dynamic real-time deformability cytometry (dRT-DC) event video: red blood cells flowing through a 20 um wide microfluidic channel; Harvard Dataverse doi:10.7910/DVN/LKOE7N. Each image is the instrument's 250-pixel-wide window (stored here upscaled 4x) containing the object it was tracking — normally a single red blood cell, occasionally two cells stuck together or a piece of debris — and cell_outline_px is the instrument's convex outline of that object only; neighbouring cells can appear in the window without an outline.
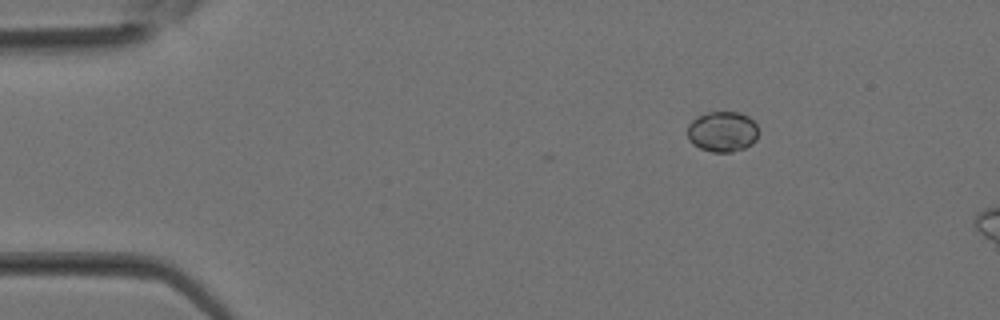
{"species": "Egyptian fruit bat (a non-hibernating species)", "species_latin": "Rousettus aegyptiacus", "temperature_condition": "room temperature", "stored_images_in_passage": 5, "camera_frame_rate_fps": 3000, "um_per_image_px": 0.085, "animal": {"sex": "female"}, "frame": {"image": 1, "passage_image": 1, "time_ms": 0.0, "image_size_px": [1000, 320], "cell_outline_px": [[760, 132], [756, 140], [752, 144], [744, 148], [732, 152], [712, 152], [700, 148], [692, 144], [688, 140], [688, 124], [696, 116], [708, 112], [740, 112], [748, 116], [756, 124]], "centroid_in_image_um": [61.42, 11.19], "position_along_channel_um": 23.6, "area_um2": 17.05}}